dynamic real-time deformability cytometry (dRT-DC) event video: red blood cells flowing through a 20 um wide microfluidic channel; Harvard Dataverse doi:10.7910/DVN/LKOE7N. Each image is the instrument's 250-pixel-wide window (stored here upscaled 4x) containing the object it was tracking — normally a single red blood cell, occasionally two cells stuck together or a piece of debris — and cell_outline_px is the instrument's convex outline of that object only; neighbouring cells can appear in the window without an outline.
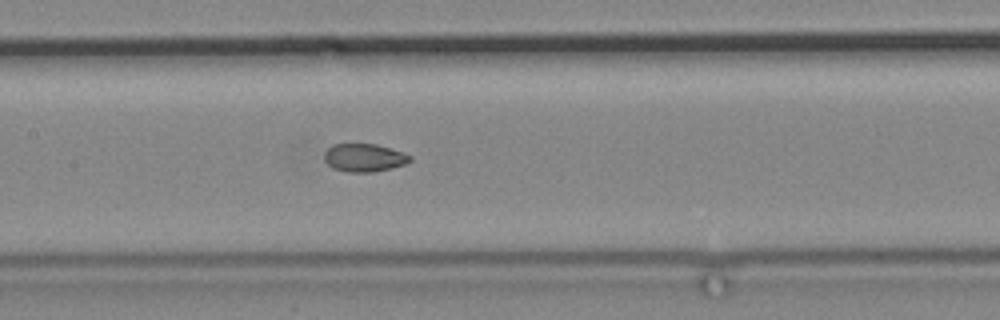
{"species": "common noctule bat (a hibernating species)", "species_latin": "Nyctalus noctula", "temperature_condition": "cold", "stored_images_in_passage": 14, "camera_frame_rate_fps": 3000, "um_per_image_px": 0.085, "animal": {"sex": "male", "body_mass_g": 19.2, "forearm_length_mm": 51.8}, "frame": {"image": 1, "passage_image": 14, "time_ms": 16.0, "image_size_px": [1000, 320], "cell_outline_px": [[412, 160], [404, 164], [372, 172], [348, 172], [332, 168], [324, 160], [324, 152], [332, 144], [376, 144], [404, 152], [412, 156]], "centroid_in_image_um": [30.94, 13.39], "position_along_channel_um": 176.5, "area_um2": 13.99}}